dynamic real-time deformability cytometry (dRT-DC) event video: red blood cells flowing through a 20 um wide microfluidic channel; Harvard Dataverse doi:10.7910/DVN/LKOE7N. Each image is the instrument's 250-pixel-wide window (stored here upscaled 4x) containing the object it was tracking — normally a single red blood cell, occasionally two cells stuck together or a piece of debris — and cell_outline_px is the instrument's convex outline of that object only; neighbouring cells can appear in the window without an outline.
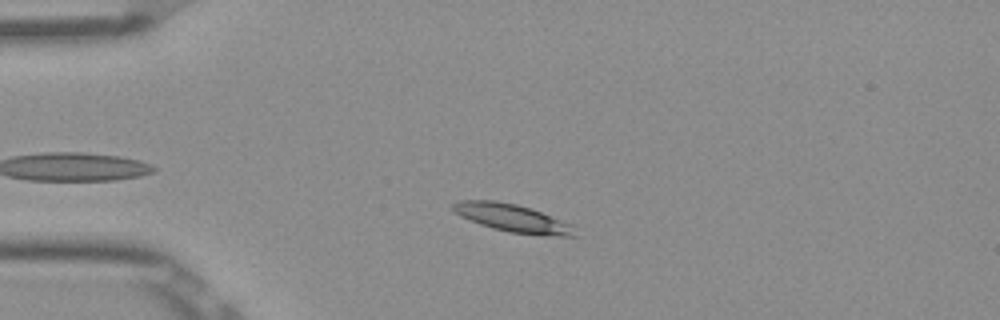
{"species": "Egyptian fruit bat (a non-hibernating species)", "species_latin": "Rousettus aegyptiacus", "temperature_condition": "room temperature", "stored_images_in_passage": 38, "camera_frame_rate_fps": 3000, "um_per_image_px": 0.085, "frame": {"image": 1, "passage_image": 8, "time_ms": 2.333, "image_size_px": [1000, 320], "cell_outline_px": [[580, 236], [540, 236], [508, 232], [492, 228], [480, 224], [460, 216], [452, 212], [452, 204], [460, 200], [496, 200], [516, 204], [532, 208], [560, 220], [568, 224]], "centroid_in_image_um": [43.52, 18.54], "position_along_channel_um": 41.5, "area_um2": 19.88}}
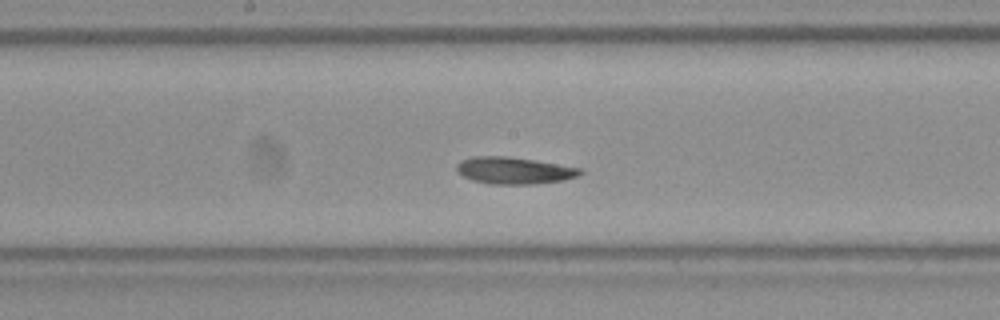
{"frame": {"image": 2, "passage_image": 23, "time_ms": 7.333, "image_size_px": [1000, 320], "cell_outline_px": [[584, 172], [576, 176], [564, 180], [532, 184], [492, 184], [472, 180], [456, 172], [456, 164], [460, 160], [472, 156], [508, 156], [580, 168]], "centroid_in_image_um": [43.63, 14.49], "position_along_channel_um": 204.6, "area_um2": 19.25}}
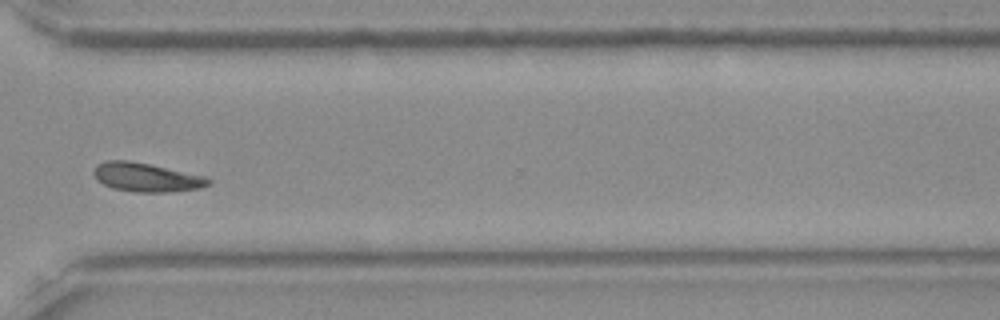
{"frame": {"image": 3, "passage_image": 35, "time_ms": 11.333, "image_size_px": [1000, 320], "cell_outline_px": [[212, 184], [200, 188], [168, 192], [136, 192], [112, 188], [96, 180], [92, 172], [96, 164], [104, 160], [128, 160], [208, 176], [212, 180]], "centroid_in_image_um": [12.45, 15.07], "position_along_channel_um": 358.2, "area_um2": 19.54}, "authors_computed_cell_mechanics": {"area_um2": 19.3052, "velocity_mm_per_s": 3.8478, "shape_relaxation_time_tau1_ms": 4.208, "shape_relaxation_time_tau2_ms": 3.1457, "deformation_change_tau1": 0.1119, "deformation_change_tau2": 0.0894}}